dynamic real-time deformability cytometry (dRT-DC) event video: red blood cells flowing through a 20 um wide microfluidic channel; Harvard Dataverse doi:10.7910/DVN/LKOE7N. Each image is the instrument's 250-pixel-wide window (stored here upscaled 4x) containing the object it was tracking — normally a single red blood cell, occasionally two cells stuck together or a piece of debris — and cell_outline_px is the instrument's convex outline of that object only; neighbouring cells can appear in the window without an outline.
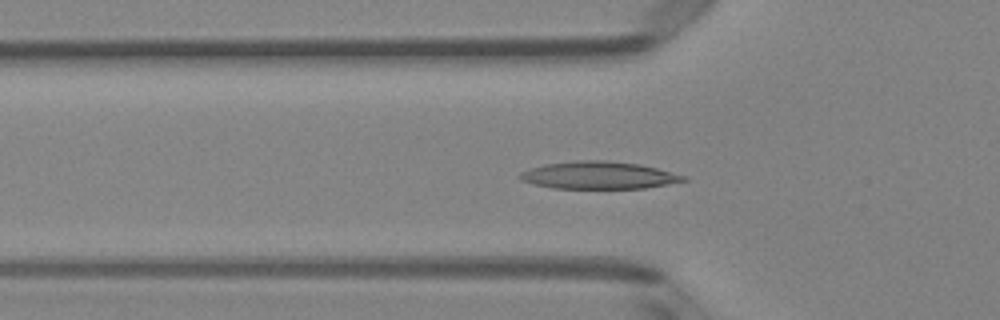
{"species": "Egyptian fruit bat (a non-hibernating species)", "species_latin": "Rousettus aegyptiacus", "temperature_condition": "room temperature", "stored_images_in_passage": 52, "camera_frame_rate_fps": 3000, "um_per_image_px": 0.085, "animal": {"sex": "female"}, "frame": {"image": 1, "passage_image": 17, "time_ms": 5.333, "image_size_px": [1000, 320], "cell_outline_px": [[688, 180], [644, 188], [552, 188], [532, 184], [520, 180], [516, 176], [520, 172], [544, 164], [576, 160], [604, 160], [640, 164], [656, 168], [684, 176]], "centroid_in_image_um": [50.81, 14.89], "position_along_channel_um": 75.0, "area_um2": 26.01}}
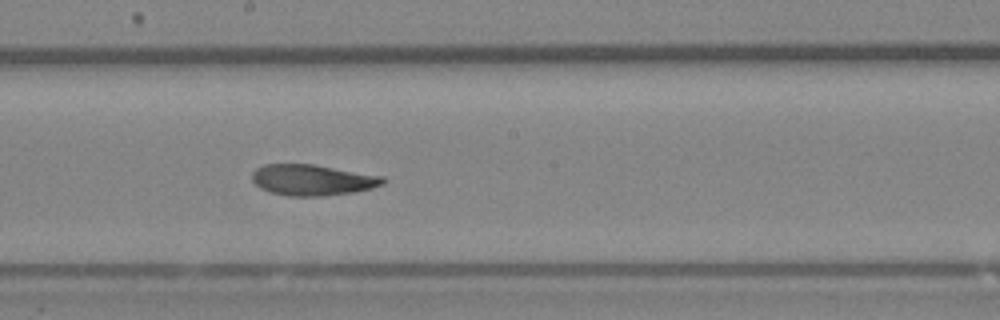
{"frame": {"image": 2, "passage_image": 28, "time_ms": 9.0, "image_size_px": [1000, 320], "cell_outline_px": [[388, 180], [384, 184], [372, 188], [356, 192], [324, 196], [288, 196], [272, 192], [260, 188], [252, 180], [252, 172], [256, 168], [264, 164], [312, 164], [384, 176]], "centroid_in_image_um": [26.59, 15.3], "position_along_channel_um": 221.6, "area_um2": 23.76}}
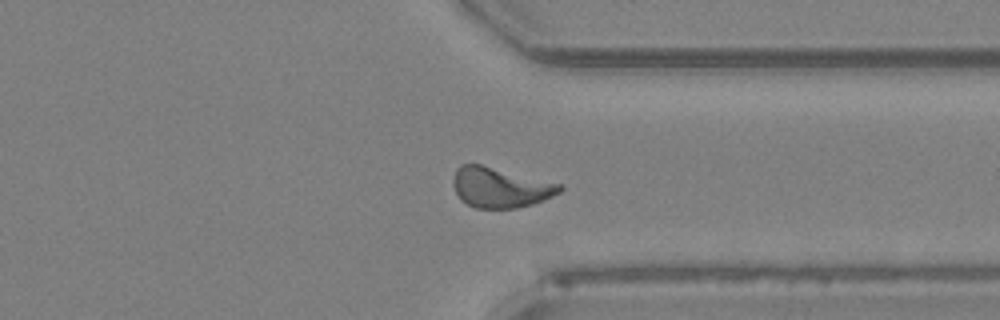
{"frame": {"image": 3, "passage_image": 39, "time_ms": 12.667, "image_size_px": [1000, 320], "cell_outline_px": [[564, 188], [560, 192], [544, 200], [532, 204], [516, 208], [476, 208], [460, 200], [452, 184], [452, 180], [456, 168], [460, 164], [480, 164], [564, 184]], "centroid_in_image_um": [42.53, 15.93], "position_along_channel_um": 368.9, "area_um2": 25.14}, "authors_computed_cell_mechanics": {"area_um2": 24.3338, "velocity_mm_per_s": 4.0022, "shape_relaxation_time_tau1_ms": null, "shape_relaxation_time_tau2_ms": 7.5116, "deformation_change_tau1": null, "deformation_change_tau2": 0.112}}